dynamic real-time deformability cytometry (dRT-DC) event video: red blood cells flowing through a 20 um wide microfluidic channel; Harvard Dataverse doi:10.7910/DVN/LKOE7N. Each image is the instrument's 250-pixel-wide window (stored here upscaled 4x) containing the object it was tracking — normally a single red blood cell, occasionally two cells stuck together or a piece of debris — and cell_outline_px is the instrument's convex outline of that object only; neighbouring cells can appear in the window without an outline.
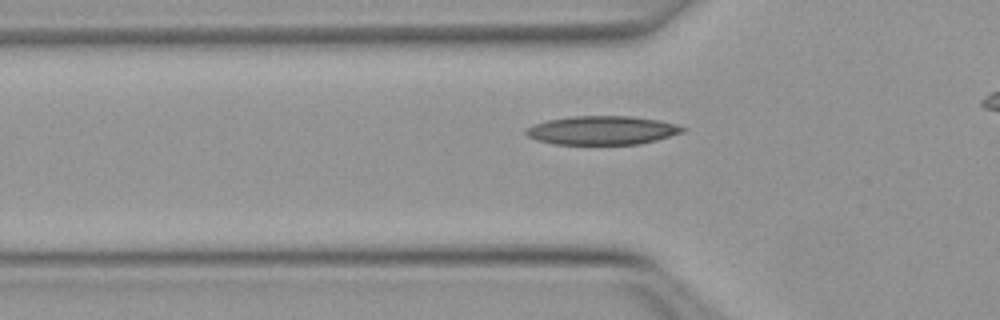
{"species": "Egyptian fruit bat (a non-hibernating species)", "species_latin": "Rousettus aegyptiacus", "temperature_condition": "warm", "stored_images_in_passage": 37, "camera_frame_rate_fps": 3000, "um_per_image_px": 0.085, "animal": {"sex": "female"}, "frame": {"image": 1, "passage_image": 12, "time_ms": 3.667, "image_size_px": [1000, 320], "cell_outline_px": [[688, 128], [684, 132], [656, 140], [636, 144], [556, 144], [536, 140], [528, 136], [524, 132], [532, 124], [548, 120], [572, 116], [632, 116], [660, 120], [676, 124]], "centroid_in_image_um": [51.2, 11.07], "position_along_channel_um": 74.6, "area_um2": 26.24}}
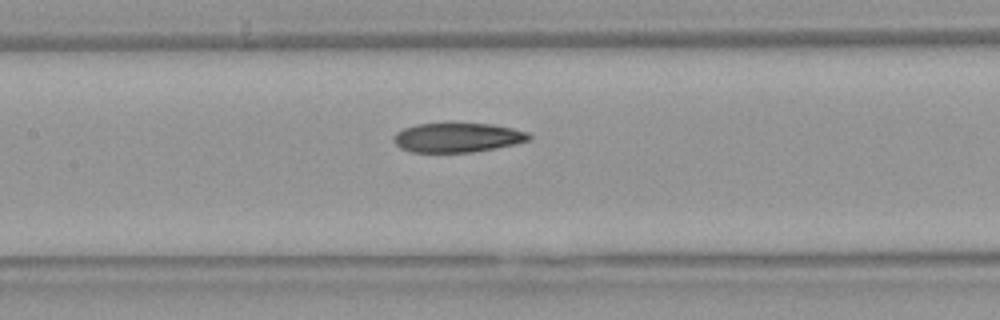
{"frame": {"image": 2, "passage_image": 19, "time_ms": 6.0, "image_size_px": [1000, 320], "cell_outline_px": [[532, 140], [516, 144], [496, 148], [472, 152], [412, 152], [400, 148], [392, 140], [392, 136], [396, 132], [404, 128], [416, 124], [492, 124], [512, 128], [528, 132], [532, 136]], "centroid_in_image_um": [38.9, 11.7], "position_along_channel_um": 168.5, "area_um2": 23.24}}
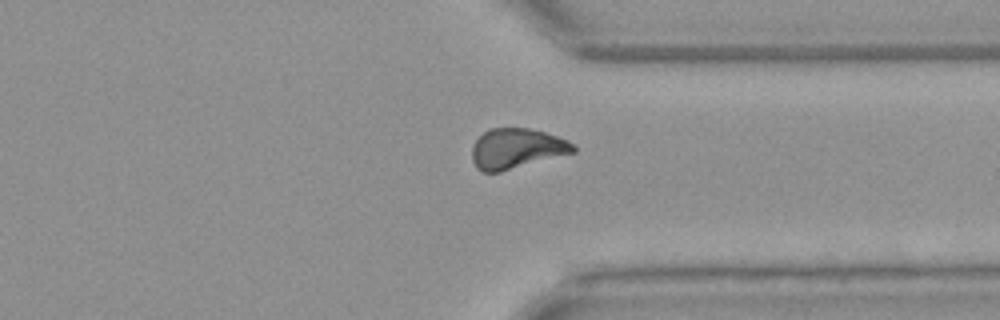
{"frame": {"image": 3, "passage_image": 34, "time_ms": 11.0, "image_size_px": [1000, 320], "cell_outline_px": [[576, 152], [500, 172], [484, 172], [476, 168], [472, 160], [472, 144], [488, 128], [528, 128], [544, 132], [568, 140], [576, 148]], "centroid_in_image_um": [43.89, 12.63], "position_along_channel_um": 367.5, "area_um2": 23.76}}